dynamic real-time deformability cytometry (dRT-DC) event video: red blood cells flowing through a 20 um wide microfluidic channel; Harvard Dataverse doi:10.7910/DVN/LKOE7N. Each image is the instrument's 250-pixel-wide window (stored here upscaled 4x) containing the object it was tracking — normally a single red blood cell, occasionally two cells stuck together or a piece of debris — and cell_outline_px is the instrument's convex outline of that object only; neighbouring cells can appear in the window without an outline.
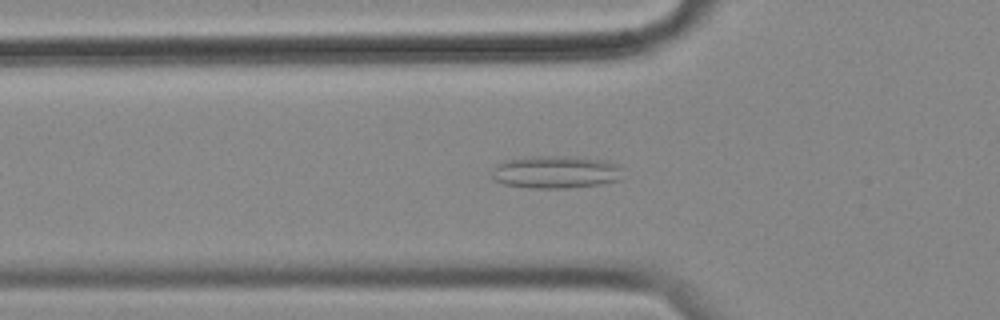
{"species": "common noctule bat (a hibernating species)", "species_latin": "Nyctalus noctula", "temperature_condition": "cold", "stored_images_in_passage": 48, "camera_frame_rate_fps": 3000, "um_per_image_px": 0.085, "animal": {"sex": "female", "body_mass_g": 18.4}, "frame": {"image": 1, "passage_image": 14, "time_ms": 4.333, "image_size_px": [1000, 320], "cell_outline_px": [[620, 180], [600, 184], [568, 188], [528, 188], [504, 184], [496, 180], [492, 176], [492, 172], [496, 164], [504, 160], [524, 156], [580, 156], [608, 160], [620, 164]], "centroid_in_image_um": [47.25, 14.6], "position_along_channel_um": 78.6, "area_um2": 25.37}}
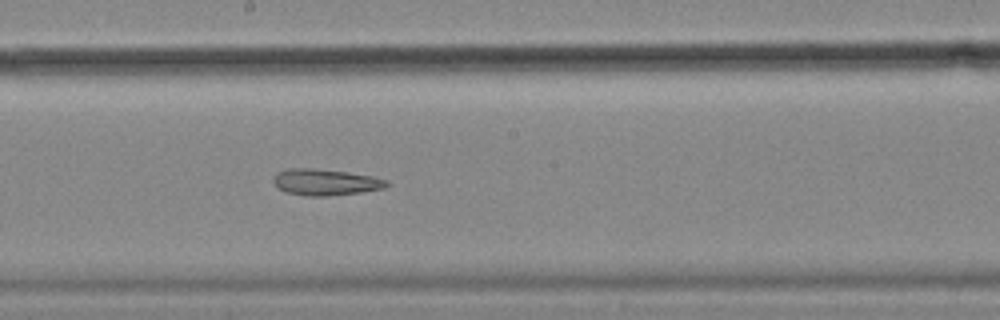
{"frame": {"image": 2, "passage_image": 26, "time_ms": 8.333, "image_size_px": [1000, 320], "cell_outline_px": [[388, 184], [384, 188], [360, 192], [324, 196], [304, 196], [284, 192], [276, 188], [272, 180], [272, 176], [276, 172], [288, 168], [312, 168], [348, 172], [372, 176], [388, 180]], "centroid_in_image_um": [27.58, 15.48], "position_along_channel_um": 220.6, "area_um2": 17.57}}
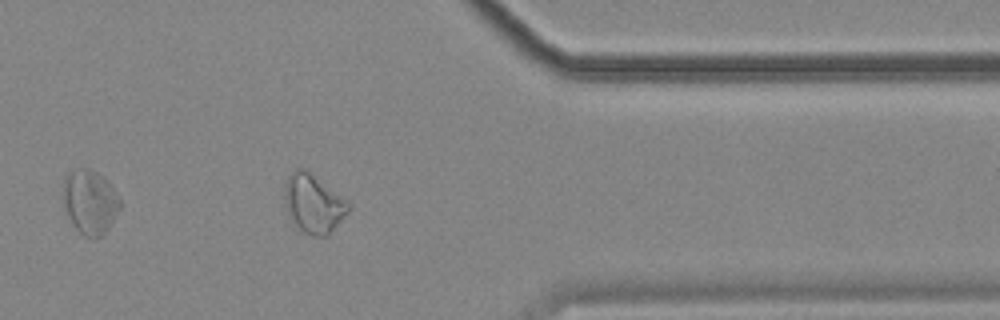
{"frame": {"image": 3, "passage_image": 41, "time_ms": 13.333, "image_size_px": [1000, 320], "cell_outline_px": [[352, 208], [328, 236], [316, 236], [304, 232], [292, 220], [288, 212], [284, 200], [284, 184], [288, 176], [296, 168], [304, 168], [348, 200], [352, 204]], "centroid_in_image_um": [26.68, 17.29], "position_along_channel_um": 384.7, "area_um2": 21.85}}